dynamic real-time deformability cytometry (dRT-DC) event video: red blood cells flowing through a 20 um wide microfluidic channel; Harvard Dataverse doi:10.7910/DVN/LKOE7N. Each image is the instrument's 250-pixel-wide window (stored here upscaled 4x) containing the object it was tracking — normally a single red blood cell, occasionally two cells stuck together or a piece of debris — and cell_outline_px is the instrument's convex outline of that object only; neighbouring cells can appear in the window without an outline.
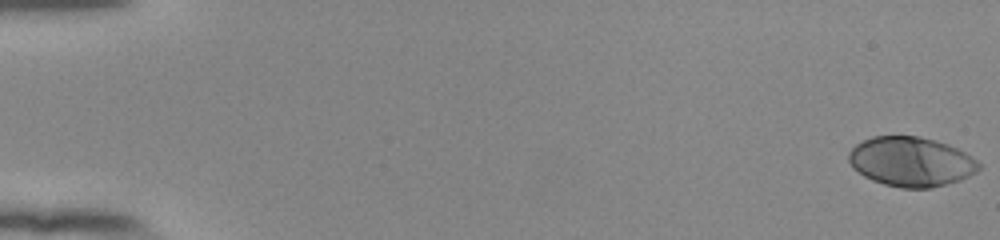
{"species": "human", "species_latin": "Homo sapiens", "temperature_condition": "room temperature", "stored_images_in_passage": 56, "camera_frame_rate_fps": 3000, "um_per_image_px": 0.085, "donor": {"sex": "female"}, "frame": {"image": 1, "passage_image": 1, "time_ms": 0.0, "image_size_px": [1000, 240], "cell_outline_px": [[980, 168], [976, 172], [960, 180], [928, 188], [900, 188], [884, 184], [872, 180], [864, 176], [852, 168], [848, 160], [848, 152], [856, 144], [872, 136], [920, 136], [936, 140], [948, 144], [972, 156], [980, 164]], "centroid_in_image_um": [77.42, 13.74], "position_along_channel_um": 7.6, "area_um2": 37.63}}
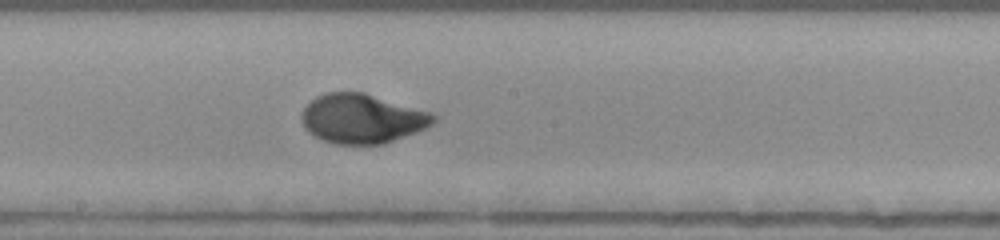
{"frame": {"image": 2, "passage_image": 32, "time_ms": 10.333, "image_size_px": [1000, 240], "cell_outline_px": [[436, 120], [432, 124], [416, 132], [384, 144], [336, 144], [320, 140], [308, 132], [304, 128], [300, 120], [300, 116], [304, 108], [316, 96], [328, 92], [364, 92], [432, 112], [436, 116]], "centroid_in_image_um": [30.76, 10.09], "position_along_channel_um": 217.4, "area_um2": 38.15}}
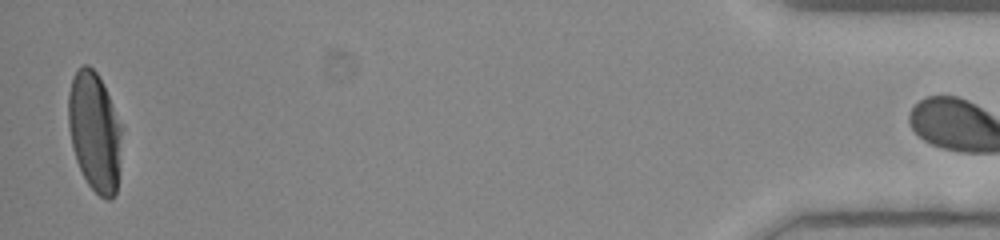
{"frame": {"image": 3, "passage_image": 55, "time_ms": 18.0, "image_size_px": [1000, 240], "cell_outline_px": [[120, 136], [116, 192], [112, 200], [104, 200], [88, 184], [76, 160], [72, 148], [68, 128], [68, 92], [72, 80], [76, 72], [84, 64], [88, 64], [96, 72], [112, 104], [120, 124]], "centroid_in_image_um": [8.0, 11.2], "position_along_channel_um": 427.2, "area_um2": 36.36}}